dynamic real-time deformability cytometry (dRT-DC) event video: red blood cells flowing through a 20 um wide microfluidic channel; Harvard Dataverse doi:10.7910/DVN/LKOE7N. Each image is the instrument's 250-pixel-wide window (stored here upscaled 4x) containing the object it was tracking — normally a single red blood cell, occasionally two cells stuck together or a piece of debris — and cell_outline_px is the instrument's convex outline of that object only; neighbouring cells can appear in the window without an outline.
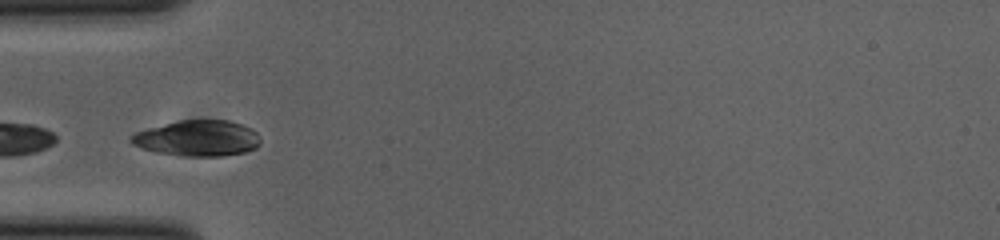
{"species": "common noctule bat (a hibernating species)", "species_latin": "Nyctalus noctula", "temperature_condition": "cold", "stored_images_in_passage": 30, "camera_frame_rate_fps": 3000, "um_per_image_px": 0.085, "animal": {"sex": "female", "body_mass_g": 23.0, "forearm_length_mm": 53.4}, "frame": {"image": 1, "passage_image": 1, "time_ms": 0.0, "image_size_px": [1000, 240], "cell_outline_px": [[260, 144], [256, 148], [244, 152], [224, 156], [180, 156], [156, 152], [132, 144], [128, 140], [128, 136], [136, 132], [148, 128], [180, 120], [228, 120], [252, 128], [256, 132], [260, 140]], "centroid_in_image_um": [16.79, 11.75], "position_along_channel_um": 68.2, "area_um2": 27.05}}
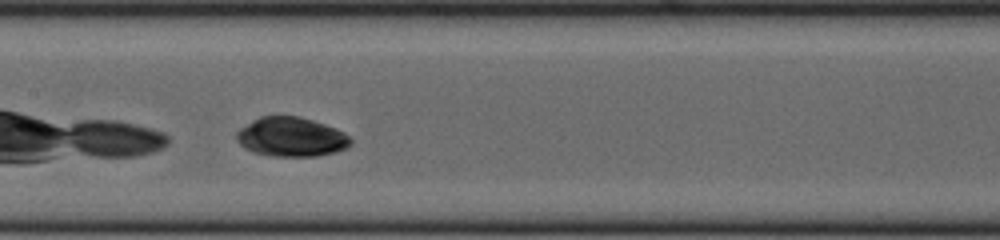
{"frame": {"image": 2, "passage_image": 10, "time_ms": 3.0, "image_size_px": [1000, 240], "cell_outline_px": [[352, 144], [348, 148], [316, 156], [272, 156], [252, 152], [244, 148], [236, 140], [236, 132], [240, 128], [252, 120], [260, 116], [300, 116], [336, 128], [344, 132], [352, 140]], "centroid_in_image_um": [24.74, 11.64], "position_along_channel_um": 182.7, "area_um2": 26.24}}
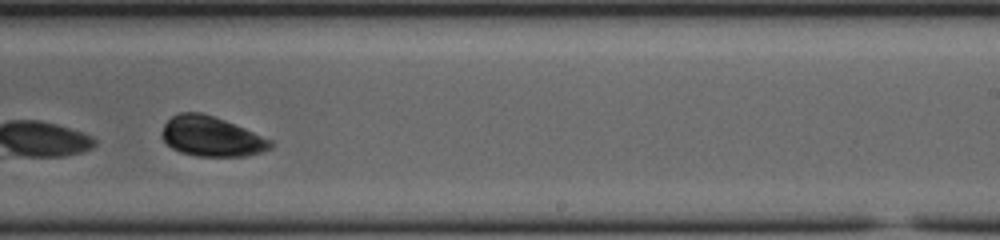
{"frame": {"image": 3, "passage_image": 17, "time_ms": 5.333, "image_size_px": [1000, 240], "cell_outline_px": [[272, 148], [260, 152], [244, 156], [196, 156], [180, 152], [172, 148], [160, 136], [164, 124], [172, 116], [180, 112], [200, 112], [224, 120], [244, 128], [272, 140]], "centroid_in_image_um": [17.94, 11.6], "position_along_channel_um": 271.1, "area_um2": 25.09}, "authors_computed_cell_mechanics": {"area_um2": 25.9522, "velocity_mm_per_s": 3.8046, "shape_relaxation_time_tau1_ms": 2.1541, "shape_relaxation_time_tau2_ms": null, "deformation_change_tau1": 0.0895, "deformation_change_tau2": null}}